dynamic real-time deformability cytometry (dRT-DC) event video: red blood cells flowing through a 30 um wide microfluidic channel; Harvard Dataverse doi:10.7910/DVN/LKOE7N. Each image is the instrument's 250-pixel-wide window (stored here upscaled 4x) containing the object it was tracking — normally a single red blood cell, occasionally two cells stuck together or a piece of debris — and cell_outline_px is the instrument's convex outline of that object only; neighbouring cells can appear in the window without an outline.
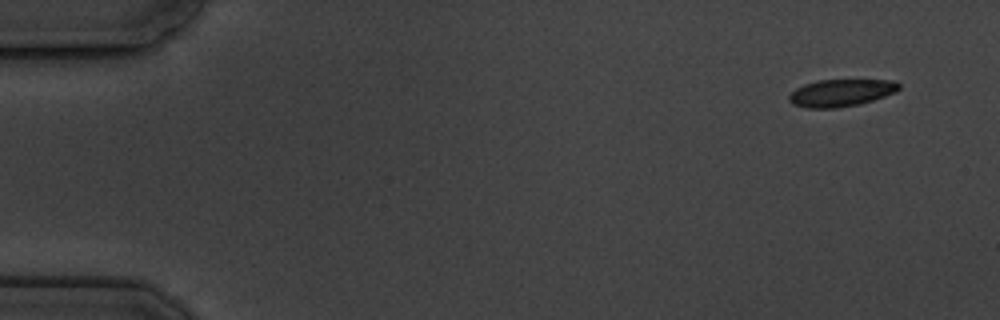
{"species": "common noctule bat (a hibernating species)", "species_latin": "Nyctalus noctula", "temperature_condition": "cold", "stored_images_in_passage": 6, "camera_frame_rate_fps": 3000, "um_per_image_px": 0.085, "animal": {"sex": "male", "body_mass_g": 19.5, "forearm_length_mm": 54.6}, "frame": {"image": 1, "passage_image": 1, "time_ms": 0.0, "image_size_px": [1000, 320], "cell_outline_px": [[900, 88], [896, 92], [860, 104], [836, 108], [804, 108], [792, 104], [788, 100], [788, 96], [796, 88], [804, 84], [816, 80], [896, 80], [900, 84]], "centroid_in_image_um": [71.47, 7.89], "position_along_channel_um": 13.5, "area_um2": 17.57}}
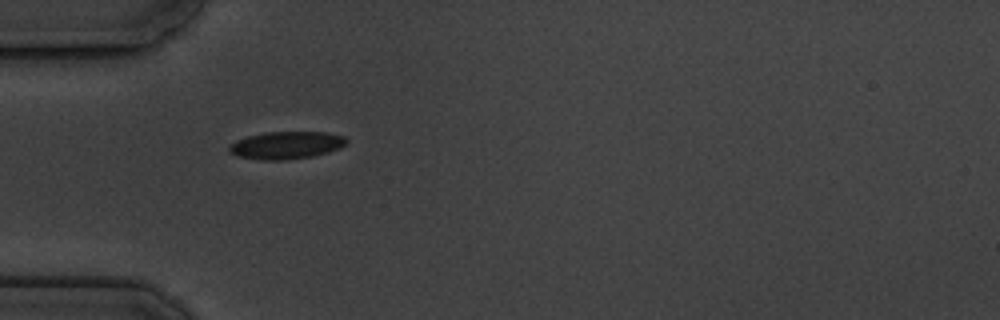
{"frame": {"image": 2, "passage_image": 5, "time_ms": 4.667, "image_size_px": [1000, 320], "cell_outline_px": [[348, 144], [340, 148], [328, 152], [312, 156], [288, 160], [260, 160], [236, 156], [228, 152], [228, 148], [236, 140], [248, 136], [264, 132], [328, 132], [344, 136], [348, 140]], "centroid_in_image_um": [24.35, 12.34], "position_along_channel_um": 60.7, "area_um2": 19.02}}